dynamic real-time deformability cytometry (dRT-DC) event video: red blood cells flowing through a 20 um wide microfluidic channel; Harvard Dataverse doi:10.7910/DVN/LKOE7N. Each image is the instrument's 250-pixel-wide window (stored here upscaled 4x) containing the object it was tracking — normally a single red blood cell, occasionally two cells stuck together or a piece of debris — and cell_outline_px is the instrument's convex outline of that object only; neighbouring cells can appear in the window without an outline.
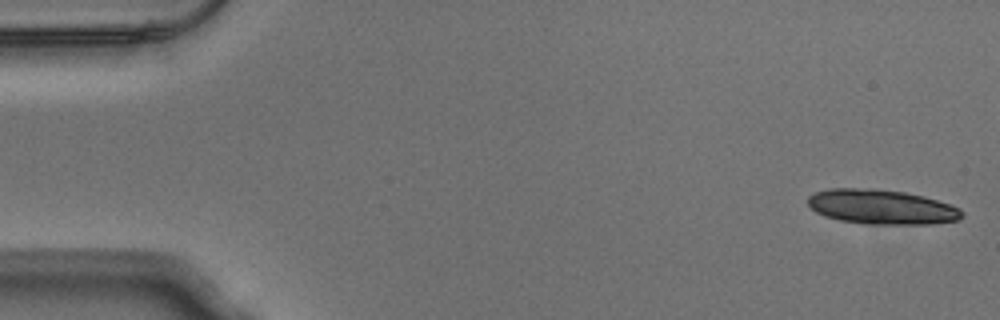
{"species": "Egyptian fruit bat (a non-hibernating species)", "species_latin": "Rousettus aegyptiacus", "temperature_condition": "warm", "stored_images_in_passage": 15, "camera_frame_rate_fps": 3000, "um_per_image_px": 0.085, "animal": {"sex": "male"}, "frame": {"image": 1, "passage_image": 1, "time_ms": 0.0, "image_size_px": [1000, 320], "cell_outline_px": [[964, 216], [960, 220], [932, 224], [868, 224], [840, 220], [824, 216], [816, 212], [808, 204], [808, 196], [816, 192], [828, 188], [876, 188], [904, 192], [924, 196], [952, 204], [960, 208], [964, 212]], "centroid_in_image_um": [74.98, 17.58], "position_along_channel_um": 10.0, "area_um2": 31.5}}